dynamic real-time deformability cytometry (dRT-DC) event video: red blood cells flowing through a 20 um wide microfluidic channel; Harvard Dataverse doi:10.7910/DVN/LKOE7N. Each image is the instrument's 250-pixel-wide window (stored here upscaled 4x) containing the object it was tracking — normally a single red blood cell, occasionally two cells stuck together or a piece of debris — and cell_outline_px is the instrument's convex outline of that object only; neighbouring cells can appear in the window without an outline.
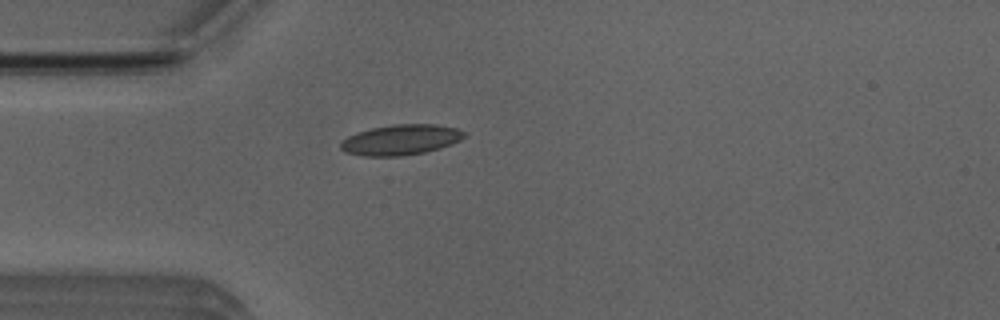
{"species": "Egyptian fruit bat (a non-hibernating species)", "species_latin": "Rousettus aegyptiacus", "temperature_condition": "room temperature", "stored_images_in_passage": 38, "camera_frame_rate_fps": 3000, "um_per_image_px": 0.085, "animal": {"sex": "male"}, "frame": {"image": 1, "passage_image": 1, "time_ms": 0.0, "image_size_px": [1000, 320], "cell_outline_px": [[464, 136], [460, 140], [452, 144], [440, 148], [424, 152], [400, 156], [364, 156], [344, 152], [340, 148], [340, 144], [348, 136], [356, 132], [372, 128], [392, 124], [436, 124], [456, 128], [464, 132]], "centroid_in_image_um": [34.05, 11.88], "position_along_channel_um": 51.0, "area_um2": 21.85}}
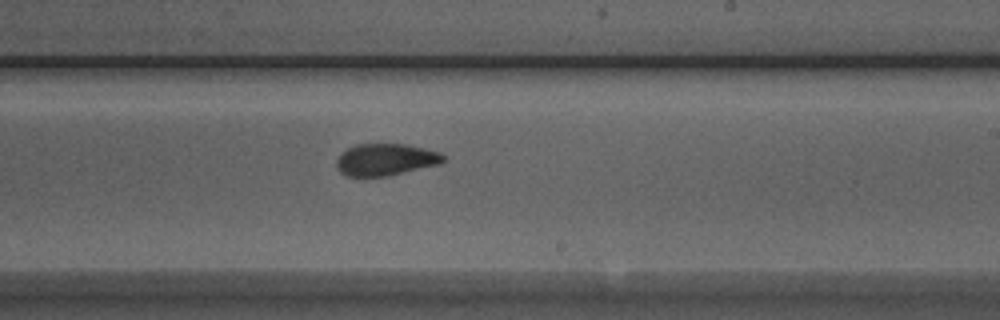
{"frame": {"image": 2, "passage_image": 17, "time_ms": 5.333, "image_size_px": [1000, 320], "cell_outline_px": [[444, 160], [440, 164], [388, 176], [348, 176], [340, 172], [336, 164], [336, 160], [340, 152], [356, 144], [404, 144], [424, 148], [440, 152], [444, 156]], "centroid_in_image_um": [32.76, 13.56], "position_along_channel_um": 256.2, "area_um2": 19.88}}
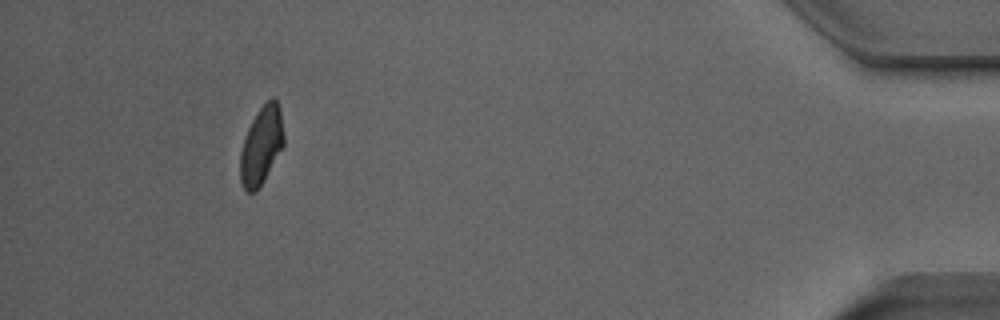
{"frame": {"image": 3, "passage_image": 34, "time_ms": 11.0, "image_size_px": [1000, 320], "cell_outline_px": [[284, 144], [264, 180], [256, 192], [248, 192], [244, 188], [240, 180], [240, 152], [244, 136], [252, 120], [260, 108], [272, 96], [276, 100], [280, 108], [284, 136]], "centroid_in_image_um": [22.21, 12.37], "position_along_channel_um": 413.0, "area_um2": 19.71}, "authors_computed_cell_mechanics": {"area_um2": 20.4901, "velocity_mm_per_s": 3.9963, "shape_relaxation_time_tau1_ms": 8.7119, "shape_relaxation_time_tau2_ms": 1.176, "deformation_change_tau1": 0.1812, "deformation_change_tau2": 0.0535}}